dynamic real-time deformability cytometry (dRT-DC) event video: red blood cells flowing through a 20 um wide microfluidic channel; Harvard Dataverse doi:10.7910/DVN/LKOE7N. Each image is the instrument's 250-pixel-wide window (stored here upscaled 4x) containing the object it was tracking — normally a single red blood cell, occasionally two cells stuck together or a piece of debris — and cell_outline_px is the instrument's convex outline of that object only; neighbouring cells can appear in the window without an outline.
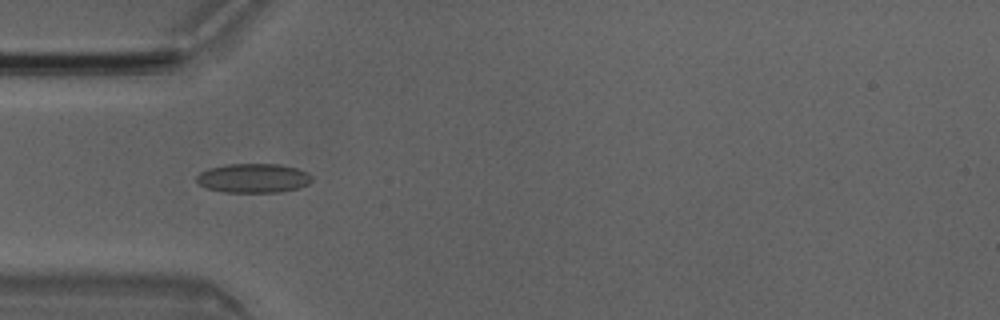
{"species": "Egyptian fruit bat (a non-hibernating species)", "species_latin": "Rousettus aegyptiacus", "temperature_condition": "room temperature", "stored_images_in_passage": 7, "camera_frame_rate_fps": 3000, "um_per_image_px": 0.085, "animal": {"sex": "male"}, "frame": {"image": 1, "passage_image": 4, "time_ms": 1.0, "image_size_px": [1000, 320], "cell_outline_px": [[312, 180], [308, 184], [300, 188], [280, 192], [224, 192], [204, 188], [196, 180], [196, 176], [200, 172], [208, 168], [228, 164], [276, 164], [296, 168], [308, 172], [312, 176]], "centroid_in_image_um": [21.53, 15.15], "position_along_channel_um": 63.5, "area_um2": 19.77}}
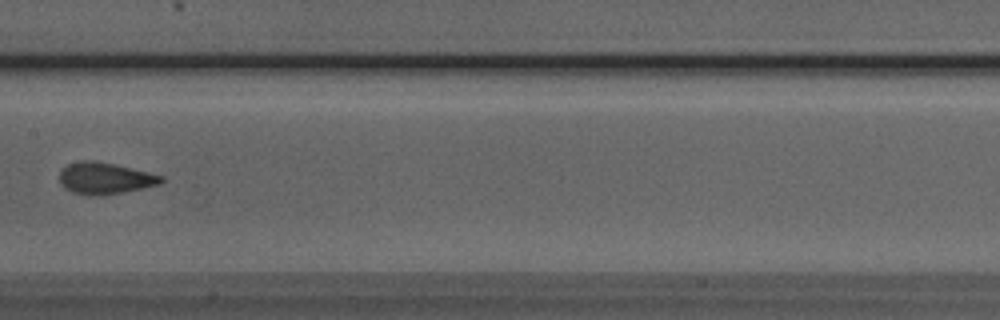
{"frame": {"image": 2, "passage_image": 7, "time_ms": 2.0, "image_size_px": [1000, 320], "cell_outline_px": [[164, 180], [160, 184], [124, 192], [100, 196], [88, 196], [72, 192], [64, 188], [60, 184], [60, 172], [68, 164], [84, 160], [96, 160], [116, 164], [164, 176]], "centroid_in_image_um": [8.92, 15.16], "position_along_channel_um": 198.5, "area_um2": 18.9}}